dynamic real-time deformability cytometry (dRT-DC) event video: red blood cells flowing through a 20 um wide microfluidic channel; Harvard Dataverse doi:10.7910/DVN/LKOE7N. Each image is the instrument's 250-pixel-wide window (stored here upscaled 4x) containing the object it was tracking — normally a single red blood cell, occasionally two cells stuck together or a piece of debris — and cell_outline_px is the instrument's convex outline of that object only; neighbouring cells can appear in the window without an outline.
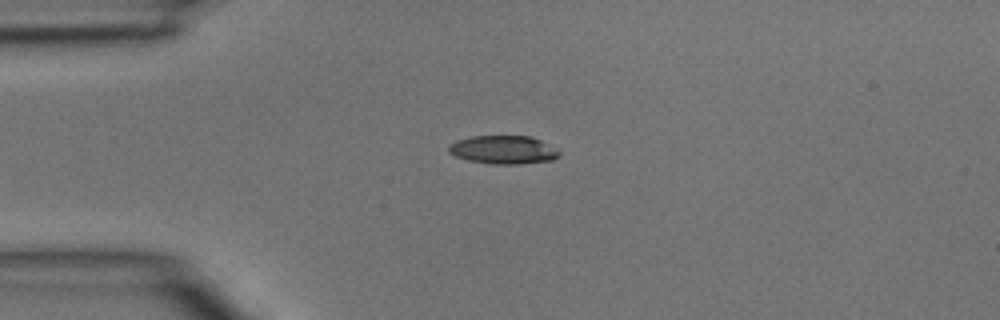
{"species": "common noctule bat (a hibernating species)", "species_latin": "Nyctalus noctula", "temperature_condition": "room temperature", "stored_images_in_passage": 35, "camera_frame_rate_fps": 3000, "um_per_image_px": 0.085, "animal": {"sex": "male", "body_mass_g": 15.6}, "frame": {"image": 1, "passage_image": 1, "time_ms": 0.0, "image_size_px": [1000, 320], "cell_outline_px": [[560, 156], [552, 160], [520, 164], [492, 164], [468, 160], [456, 156], [448, 152], [448, 144], [456, 140], [472, 136], [528, 136], [540, 140], [560, 152]], "centroid_in_image_um": [42.75, 12.73], "position_along_channel_um": 42.3, "area_um2": 18.21}}
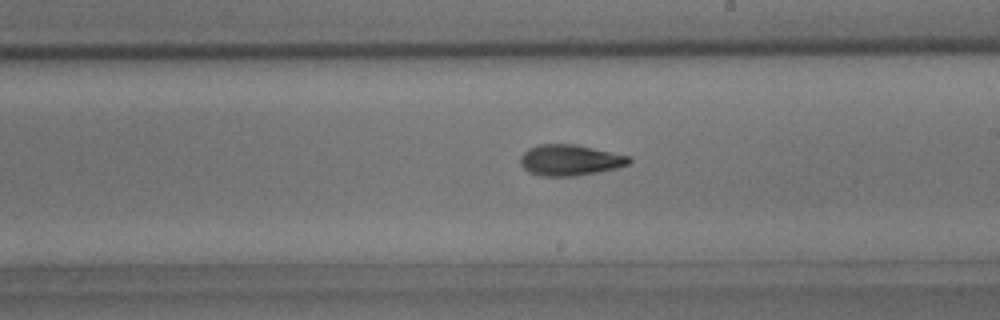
{"frame": {"image": 2, "passage_image": 16, "time_ms": 5.0, "image_size_px": [1000, 320], "cell_outline_px": [[632, 160], [628, 164], [616, 168], [576, 176], [540, 176], [528, 172], [520, 164], [520, 156], [528, 148], [540, 144], [576, 144], [628, 156]], "centroid_in_image_um": [48.4, 13.61], "position_along_channel_um": 240.6, "area_um2": 19.54}}
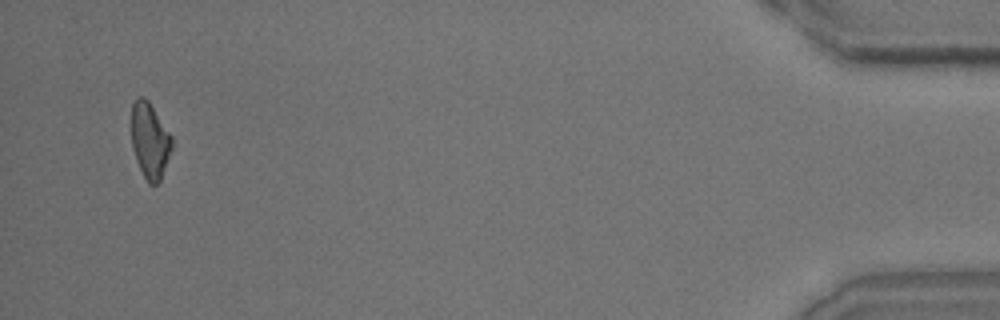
{"frame": {"image": 3, "passage_image": 34, "time_ms": 11.0, "image_size_px": [1000, 320], "cell_outline_px": [[172, 148], [160, 180], [156, 184], [148, 184], [136, 160], [132, 148], [132, 104], [140, 96], [148, 100], [172, 136]], "centroid_in_image_um": [12.74, 11.95], "position_along_channel_um": 422.5, "area_um2": 17.57}}